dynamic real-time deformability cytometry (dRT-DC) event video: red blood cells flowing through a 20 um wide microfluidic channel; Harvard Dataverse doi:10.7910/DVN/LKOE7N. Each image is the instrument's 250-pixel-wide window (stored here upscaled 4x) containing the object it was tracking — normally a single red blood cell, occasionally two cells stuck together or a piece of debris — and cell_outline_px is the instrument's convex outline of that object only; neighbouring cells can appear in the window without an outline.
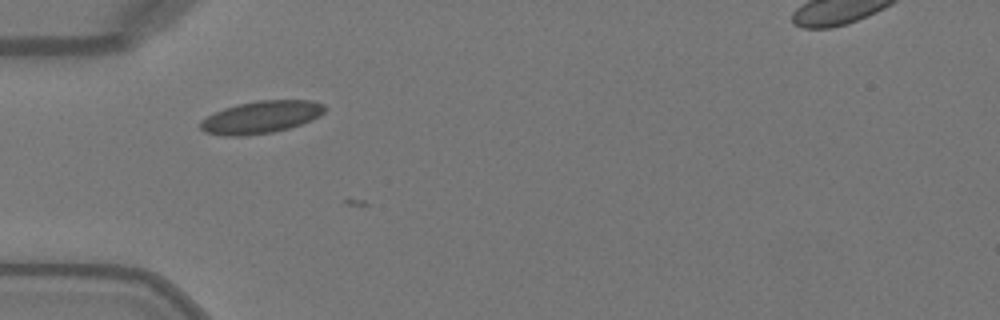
{"species": "Egyptian fruit bat (a non-hibernating species)", "species_latin": "Rousettus aegyptiacus", "temperature_condition": "warm", "stored_images_in_passage": 2, "camera_frame_rate_fps": 3000, "um_per_image_px": 0.085, "animal": {"sex": "female"}, "frame": {"image": 1, "passage_image": 1, "time_ms": 0.0, "image_size_px": [1000, 320], "cell_outline_px": [[328, 108], [320, 116], [312, 120], [288, 128], [272, 132], [244, 136], [224, 136], [204, 132], [200, 128], [200, 120], [224, 108], [236, 104], [256, 100], [312, 100], [324, 104]], "centroid_in_image_um": [22.2, 9.95], "position_along_channel_um": 62.8, "area_um2": 23.64}}